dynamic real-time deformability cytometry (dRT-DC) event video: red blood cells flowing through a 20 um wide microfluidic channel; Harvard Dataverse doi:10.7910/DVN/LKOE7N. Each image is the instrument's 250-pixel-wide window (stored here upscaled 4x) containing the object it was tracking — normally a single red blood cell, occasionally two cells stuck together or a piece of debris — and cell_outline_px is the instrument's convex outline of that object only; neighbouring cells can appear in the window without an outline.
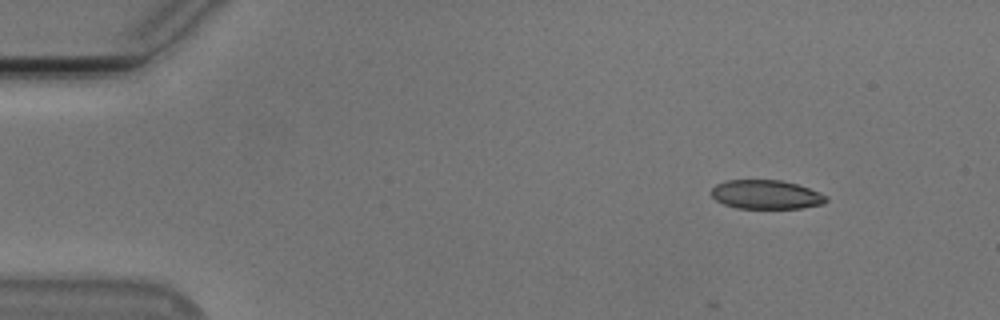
{"species": "Egyptian fruit bat (a non-hibernating species)", "species_latin": "Rousettus aegyptiacus", "temperature_condition": "cold", "stored_images_in_passage": 3, "camera_frame_rate_fps": 3000, "um_per_image_px": 0.085, "animal": {"sex": "male"}, "frame": {"image": 1, "passage_image": 1, "time_ms": 0.0, "image_size_px": [1000, 320], "cell_outline_px": [[828, 200], [824, 204], [800, 208], [736, 208], [724, 204], [716, 200], [712, 196], [712, 188], [716, 184], [728, 180], [780, 180], [796, 184], [808, 188], [828, 196]], "centroid_in_image_um": [65.13, 16.54], "position_along_channel_um": 19.9, "area_um2": 19.31}}